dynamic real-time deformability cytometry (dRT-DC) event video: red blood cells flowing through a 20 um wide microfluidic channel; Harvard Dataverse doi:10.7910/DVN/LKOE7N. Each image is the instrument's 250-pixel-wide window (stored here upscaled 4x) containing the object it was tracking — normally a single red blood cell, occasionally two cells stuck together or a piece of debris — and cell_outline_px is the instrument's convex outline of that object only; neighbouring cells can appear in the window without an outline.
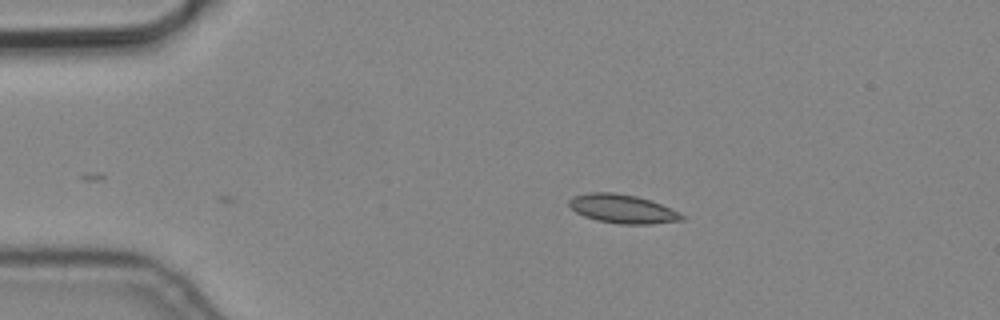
{"species": "common noctule bat (a hibernating species)", "species_latin": "Nyctalus noctula", "temperature_condition": "cold", "stored_images_in_passage": 4, "camera_frame_rate_fps": 3000, "um_per_image_px": 0.085, "animal": {"sex": "male", "body_mass_g": 19.2, "forearm_length_mm": 51.8}, "frame": {"image": 1, "passage_image": 1, "time_ms": 0.0, "image_size_px": [1000, 320], "cell_outline_px": [[684, 220], [652, 224], [620, 224], [596, 220], [584, 216], [576, 212], [568, 204], [568, 200], [572, 196], [588, 192], [612, 192], [636, 196], [652, 200], [684, 216]], "centroid_in_image_um": [52.87, 17.75], "position_along_channel_um": 32.1, "area_um2": 18.84}}
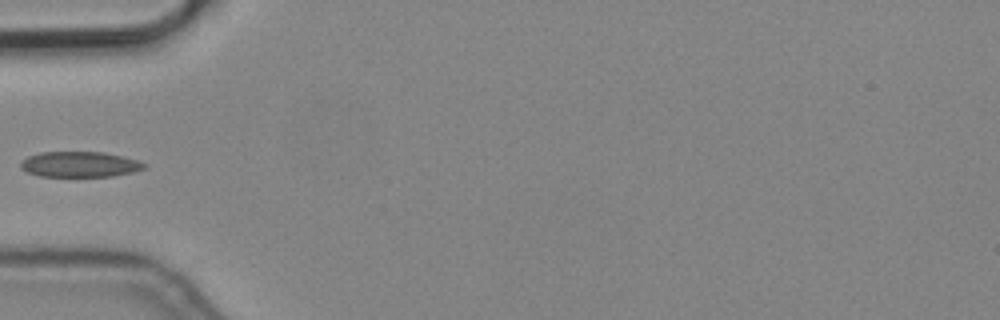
{"frame": {"image": 2, "passage_image": 3, "time_ms": 0.667, "image_size_px": [1000, 320], "cell_outline_px": [[148, 164], [144, 168], [132, 172], [112, 176], [40, 176], [28, 172], [20, 168], [20, 164], [28, 156], [40, 152], [104, 152], [136, 160]], "centroid_in_image_um": [6.76, 13.97], "position_along_channel_um": 78.2, "area_um2": 18.15}}
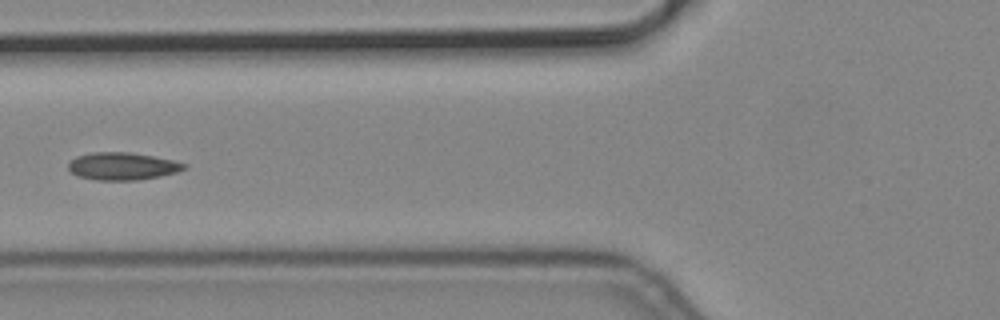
{"frame": {"image": 3, "passage_image": 4, "time_ms": 1.0, "image_size_px": [1000, 320], "cell_outline_px": [[188, 164], [184, 168], [176, 172], [160, 176], [136, 180], [96, 180], [80, 176], [72, 172], [68, 168], [68, 164], [76, 156], [92, 152], [128, 152], [152, 156], [172, 160]], "centroid_in_image_um": [10.39, 14.12], "position_along_channel_um": 115.4, "area_um2": 18.32}}